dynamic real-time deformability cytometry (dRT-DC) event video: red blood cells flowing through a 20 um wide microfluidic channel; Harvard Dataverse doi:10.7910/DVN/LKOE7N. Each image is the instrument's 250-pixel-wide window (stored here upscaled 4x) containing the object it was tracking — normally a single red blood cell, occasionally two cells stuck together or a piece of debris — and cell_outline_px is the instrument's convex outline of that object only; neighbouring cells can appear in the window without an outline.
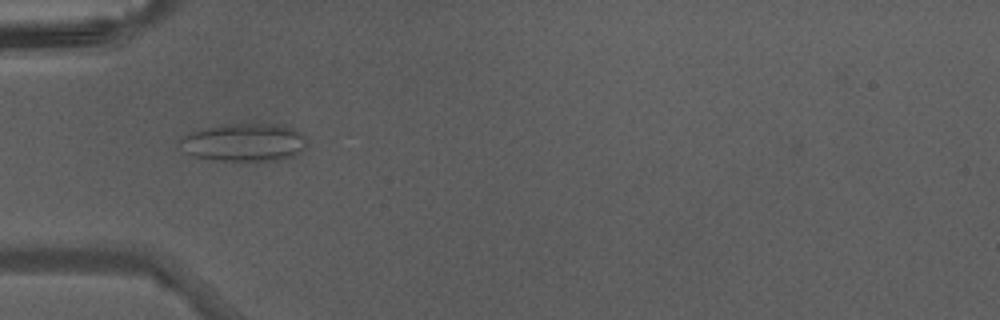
{"species": "Egyptian fruit bat (a non-hibernating species)", "species_latin": "Rousettus aegyptiacus", "temperature_condition": "warm", "stored_images_in_passage": 31, "camera_frame_rate_fps": 3000, "um_per_image_px": 0.085, "animal": {"sex": "male"}, "frame": {"image": 1, "passage_image": 1, "time_ms": 0.0, "image_size_px": [1000, 320], "cell_outline_px": [[304, 148], [300, 156], [284, 160], [220, 160], [192, 156], [184, 152], [180, 140], [184, 136], [192, 132], [204, 128], [228, 124], [280, 124], [292, 128], [300, 132], [304, 136]], "centroid_in_image_um": [20.81, 12.11], "position_along_channel_um": 64.2, "area_um2": 27.98}}
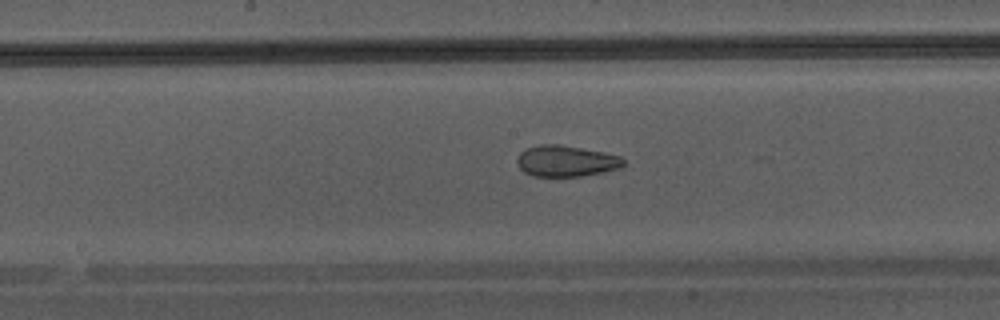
{"frame": {"image": 2, "passage_image": 10, "time_ms": 3.0, "image_size_px": [1000, 320], "cell_outline_px": [[624, 164], [616, 168], [600, 172], [580, 176], [532, 176], [524, 172], [520, 168], [516, 160], [520, 152], [524, 148], [540, 144], [560, 144], [604, 152], [620, 156], [624, 160]], "centroid_in_image_um": [48.05, 13.67], "position_along_channel_um": 200.1, "area_um2": 19.19}}